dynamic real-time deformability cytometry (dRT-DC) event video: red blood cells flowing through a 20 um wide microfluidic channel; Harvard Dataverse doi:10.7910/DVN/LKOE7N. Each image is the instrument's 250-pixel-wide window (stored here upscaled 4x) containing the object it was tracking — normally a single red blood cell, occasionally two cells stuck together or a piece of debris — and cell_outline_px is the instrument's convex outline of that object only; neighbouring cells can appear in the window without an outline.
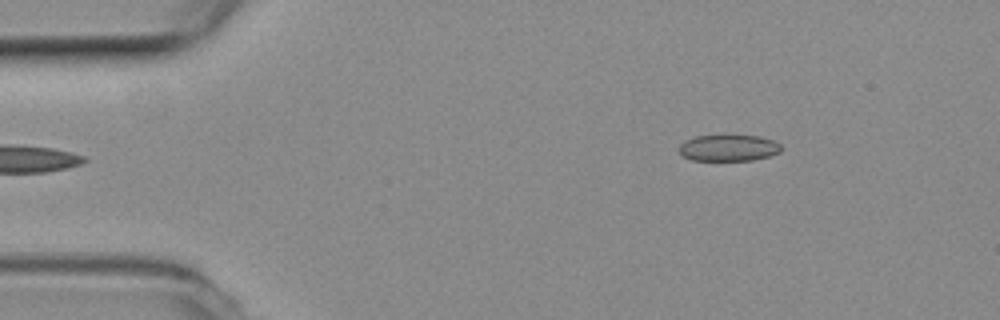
{"species": "common noctule bat (a hibernating species)", "species_latin": "Nyctalus noctula", "temperature_condition": "room temperature", "stored_images_in_passage": 2, "camera_frame_rate_fps": 3000, "um_per_image_px": 0.085, "animal": {"sex": "female", "body_mass_g": 19.3, "forearm_length_mm": 54.1}, "frame": {"image": 1, "passage_image": 2, "time_ms": 0.333, "image_size_px": [1000, 320], "cell_outline_px": [[780, 152], [768, 156], [752, 160], [692, 160], [680, 156], [680, 144], [684, 140], [696, 136], [724, 132], [760, 136], [772, 140], [780, 144]], "centroid_in_image_um": [61.88, 12.51], "position_along_channel_um": 23.1, "area_um2": 16.47}}